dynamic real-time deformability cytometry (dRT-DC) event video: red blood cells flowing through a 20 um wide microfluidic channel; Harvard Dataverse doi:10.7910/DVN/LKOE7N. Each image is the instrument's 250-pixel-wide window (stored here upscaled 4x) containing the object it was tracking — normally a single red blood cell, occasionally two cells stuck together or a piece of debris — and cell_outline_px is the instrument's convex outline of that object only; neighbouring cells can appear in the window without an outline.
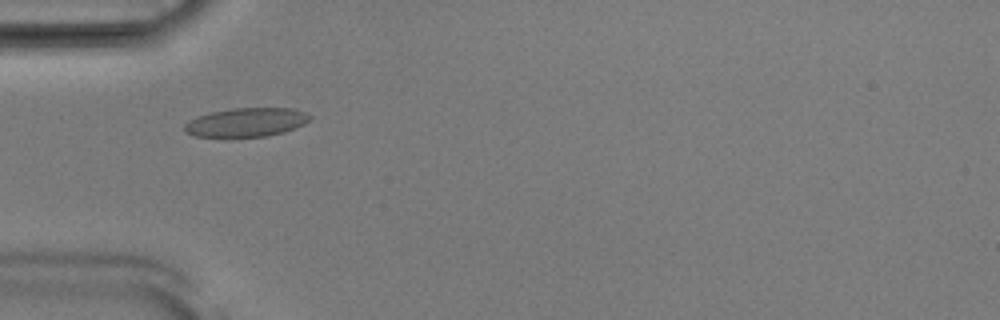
{"species": "Egyptian fruit bat (a non-hibernating species)", "species_latin": "Rousettus aegyptiacus", "temperature_condition": "room temperature", "stored_images_in_passage": 48, "camera_frame_rate_fps": 3000, "um_per_image_px": 0.085, "animal": {"sex": "male"}, "frame": {"image": 1, "passage_image": 12, "time_ms": 3.667, "image_size_px": [1000, 320], "cell_outline_px": [[312, 116], [304, 124], [296, 128], [284, 132], [264, 136], [192, 136], [184, 132], [184, 124], [188, 120], [196, 116], [212, 112], [232, 108], [292, 108], [304, 112]], "centroid_in_image_um": [20.91, 10.39], "position_along_channel_um": 64.1, "area_um2": 20.98}}
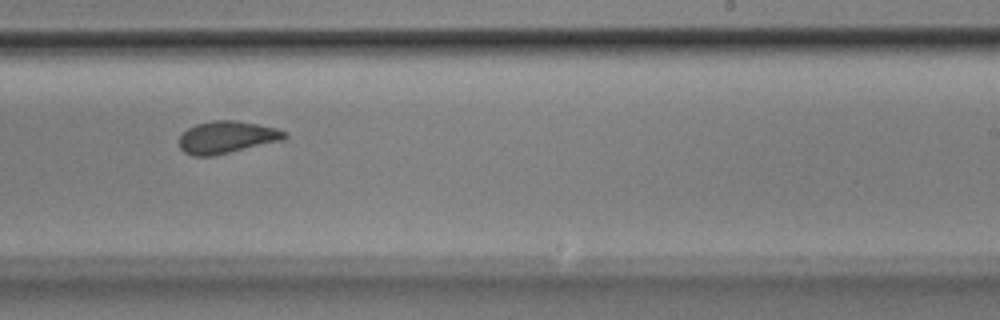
{"frame": {"image": 2, "passage_image": 28, "time_ms": 9.0, "image_size_px": [1000, 320], "cell_outline_px": [[288, 136], [284, 140], [212, 156], [192, 156], [184, 152], [180, 148], [180, 136], [188, 128], [196, 124], [212, 120], [236, 120], [276, 128], [288, 132]], "centroid_in_image_um": [19.3, 11.66], "position_along_channel_um": 269.7, "area_um2": 19.83}}
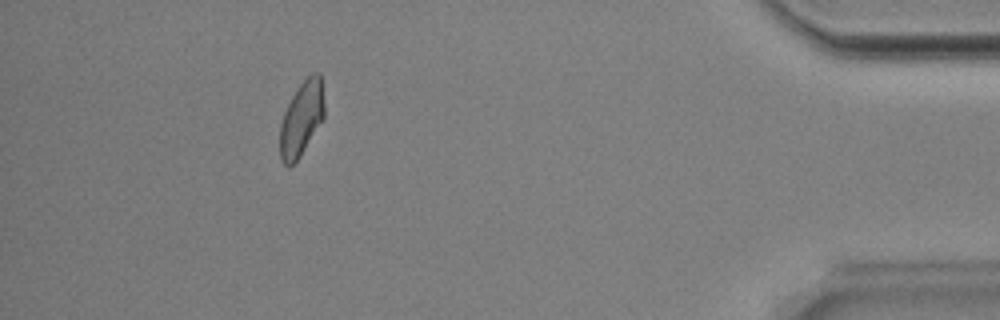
{"frame": {"image": 3, "passage_image": 43, "time_ms": 14.0, "image_size_px": [1000, 320], "cell_outline_px": [[324, 116], [300, 156], [288, 168], [280, 160], [280, 124], [284, 112], [292, 96], [300, 84], [312, 72], [320, 72], [324, 100]], "centroid_in_image_um": [25.62, 10.07], "position_along_channel_um": 409.6, "area_um2": 19.07}, "authors_computed_cell_mechanics": {"area_um2": 19.941, "velocity_mm_per_s": 3.8819, "shape_relaxation_time_tau1_ms": null, "shape_relaxation_time_tau2_ms": 1.2788, "deformation_change_tau1": null, "deformation_change_tau2": 0.0736}}